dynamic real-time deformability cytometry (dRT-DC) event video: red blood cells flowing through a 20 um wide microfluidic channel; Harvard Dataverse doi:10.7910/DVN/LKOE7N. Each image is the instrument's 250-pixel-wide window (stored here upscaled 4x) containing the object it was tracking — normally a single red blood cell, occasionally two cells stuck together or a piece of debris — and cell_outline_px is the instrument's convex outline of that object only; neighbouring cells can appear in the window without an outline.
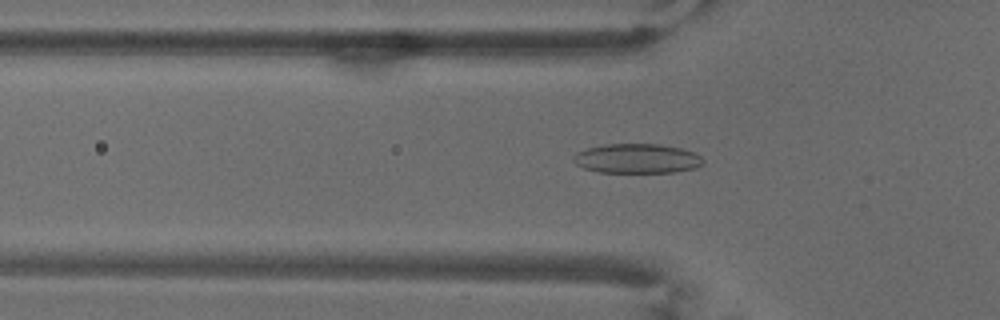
{"species": "common noctule bat (a hibernating species)", "species_latin": "Nyctalus noctula", "temperature_condition": "warm", "stored_images_in_passage": 54, "camera_frame_rate_fps": 3000, "um_per_image_px": 0.085, "animal": {"sex": "male", "body_mass_g": 18.8}, "frame": {"image": 1, "passage_image": 18, "time_ms": 5.667, "image_size_px": [1000, 320], "cell_outline_px": [[704, 164], [696, 168], [672, 172], [596, 172], [584, 168], [576, 164], [572, 160], [572, 156], [576, 152], [588, 148], [604, 144], [660, 144], [680, 148], [696, 152], [704, 160]], "centroid_in_image_um": [54.15, 13.47], "position_along_channel_um": 71.7, "area_um2": 22.48}}
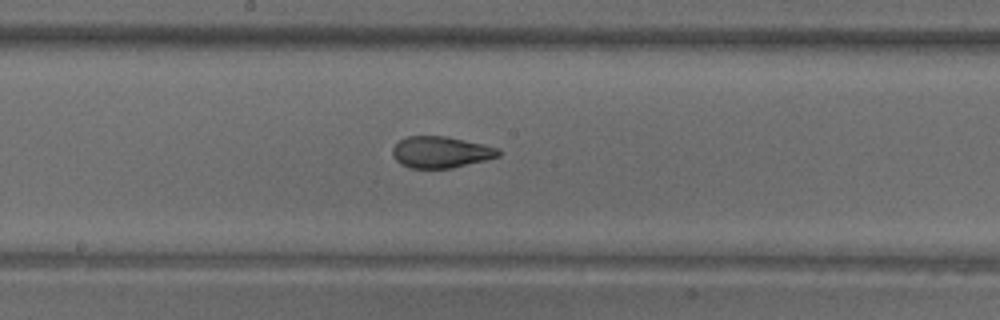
{"frame": {"image": 2, "passage_image": 29, "time_ms": 9.333, "image_size_px": [1000, 320], "cell_outline_px": [[500, 156], [452, 168], [408, 168], [400, 164], [392, 156], [392, 148], [400, 140], [408, 136], [444, 136], [484, 144], [500, 148]], "centroid_in_image_um": [37.45, 12.93], "position_along_channel_um": 210.7, "area_um2": 19.42}}
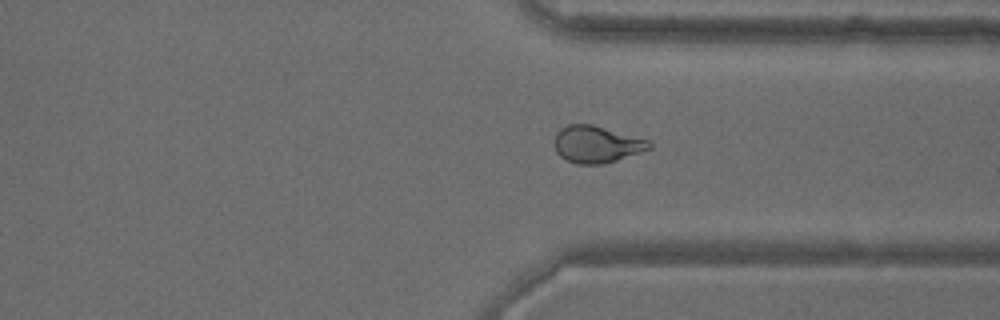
{"frame": {"image": 3, "passage_image": 41, "time_ms": 13.333, "image_size_px": [1000, 320], "cell_outline_px": [[652, 148], [604, 164], [576, 164], [564, 160], [556, 152], [552, 140], [556, 132], [560, 128], [568, 124], [592, 124], [648, 140], [652, 144]], "centroid_in_image_um": [50.64, 12.27], "position_along_channel_um": 360.8, "area_um2": 20.58}, "authors_computed_cell_mechanics": {"area_um2": 21.2993, "velocity_mm_per_s": 3.7546, "shape_relaxation_time_tau1_ms": null, "shape_relaxation_time_tau2_ms": 1.0066, "deformation_change_tau1": null, "deformation_change_tau2": 0.0681}}